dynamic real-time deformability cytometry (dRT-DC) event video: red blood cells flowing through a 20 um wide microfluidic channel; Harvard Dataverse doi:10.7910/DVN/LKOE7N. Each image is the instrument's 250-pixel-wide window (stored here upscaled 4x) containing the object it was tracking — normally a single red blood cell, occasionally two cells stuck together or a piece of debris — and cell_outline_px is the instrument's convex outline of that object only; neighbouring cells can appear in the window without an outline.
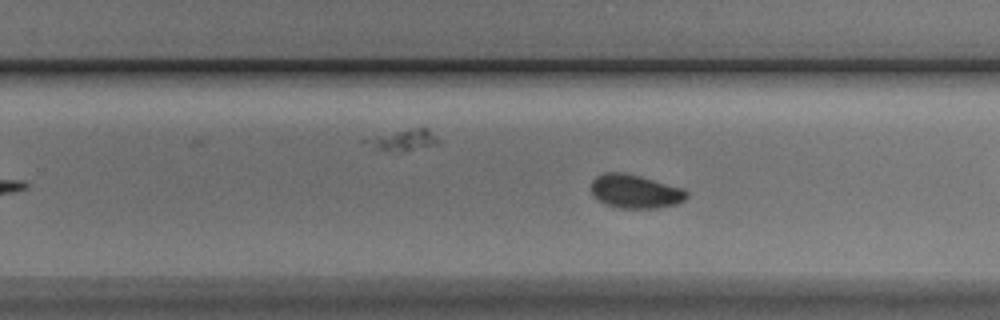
{"species": "Egyptian fruit bat (a non-hibernating species)", "species_latin": "Rousettus aegyptiacus", "temperature_condition": "cold", "stored_images_in_passage": 51, "camera_frame_rate_fps": 3000, "um_per_image_px": 0.085, "animal": {"sex": "male"}, "frame": {"image": 1, "passage_image": 30, "time_ms": 9.667, "image_size_px": [1000, 320], "cell_outline_px": [[688, 196], [684, 200], [676, 204], [656, 208], [620, 208], [604, 204], [596, 200], [592, 196], [592, 180], [600, 172], [624, 172], [640, 176], [684, 188], [688, 192]], "centroid_in_image_um": [53.96, 16.26], "position_along_channel_um": 275.8, "area_um2": 19.02}, "authors_computed_cell_mechanics": {"area_um2": 18.9584, "velocity_mm_per_s": 3.7217, "shape_relaxation_time_tau1_ms": 3.1002, "shape_relaxation_time_tau2_ms": 7.5486, "deformation_change_tau1": 0.0971, "deformation_change_tau2": 0.0818}}